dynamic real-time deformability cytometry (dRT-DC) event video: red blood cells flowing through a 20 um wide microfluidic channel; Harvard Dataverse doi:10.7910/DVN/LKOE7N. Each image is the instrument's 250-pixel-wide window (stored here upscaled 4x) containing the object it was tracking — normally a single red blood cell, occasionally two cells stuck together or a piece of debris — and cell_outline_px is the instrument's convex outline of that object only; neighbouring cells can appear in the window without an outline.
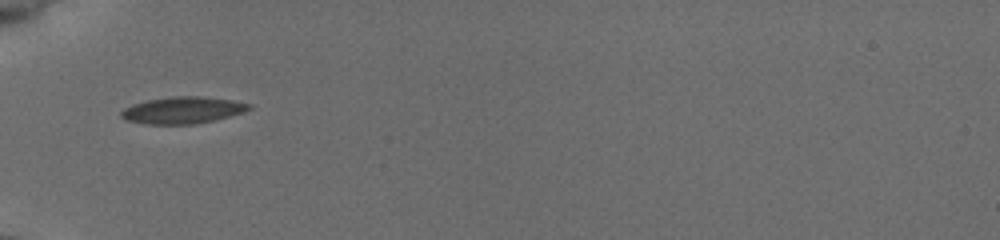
{"species": "common noctule bat (a hibernating species)", "species_latin": "Nyctalus noctula", "temperature_condition": "cold", "stored_images_in_passage": 35, "camera_frame_rate_fps": 3000, "um_per_image_px": 0.085, "animal": {"sex": "female", "body_mass_g": 19.5, "forearm_length_mm": 54.1}, "frame": {"image": 1, "passage_image": 1, "time_ms": 0.0, "image_size_px": [1000, 240], "cell_outline_px": [[252, 108], [244, 112], [216, 120], [196, 124], [148, 124], [124, 120], [120, 116], [120, 112], [124, 108], [132, 104], [148, 100], [172, 96], [200, 96], [232, 100], [252, 104]], "centroid_in_image_um": [15.53, 9.37], "position_along_channel_um": 69.5, "area_um2": 20.11}}
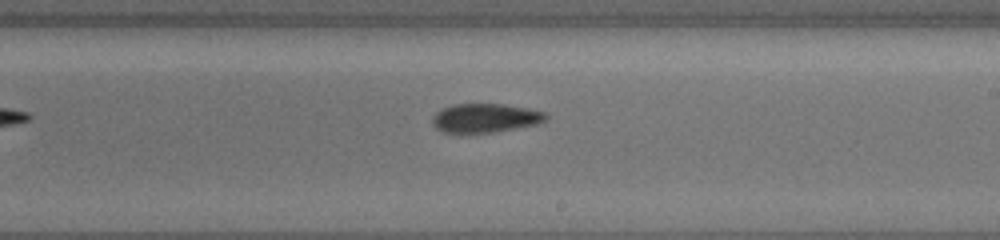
{"frame": {"image": 2, "passage_image": 15, "time_ms": 4.667, "image_size_px": [1000, 240], "cell_outline_px": [[548, 116], [544, 120], [536, 124], [492, 132], [460, 136], [444, 132], [436, 128], [432, 124], [432, 116], [440, 108], [452, 104], [504, 104], [528, 108], [544, 112]], "centroid_in_image_um": [41.14, 10.06], "position_along_channel_um": 247.9, "area_um2": 19.65}}
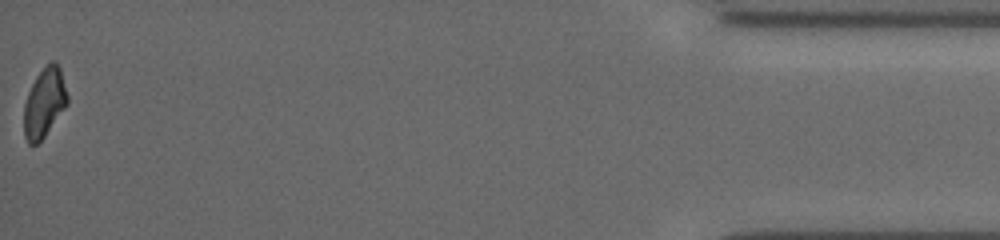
{"frame": {"image": 3, "passage_image": 35, "time_ms": 11.333, "image_size_px": [1000, 240], "cell_outline_px": [[68, 104], [44, 136], [36, 144], [28, 144], [24, 136], [24, 104], [28, 92], [36, 76], [52, 60], [56, 60], [60, 68], [68, 96]], "centroid_in_image_um": [3.77, 8.72], "position_along_channel_um": 431.4, "area_um2": 17.4}}